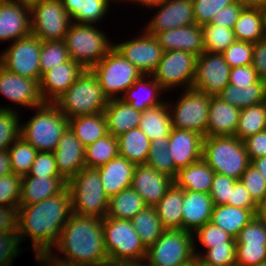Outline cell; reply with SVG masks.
I'll list each match as a JSON object with an SVG mask.
<instances>
[{
	"mask_svg": "<svg viewBox=\"0 0 266 266\" xmlns=\"http://www.w3.org/2000/svg\"><path fill=\"white\" fill-rule=\"evenodd\" d=\"M239 115V108L222 101L219 97H211L205 136H234Z\"/></svg>",
	"mask_w": 266,
	"mask_h": 266,
	"instance_id": "obj_25",
	"label": "cell"
},
{
	"mask_svg": "<svg viewBox=\"0 0 266 266\" xmlns=\"http://www.w3.org/2000/svg\"><path fill=\"white\" fill-rule=\"evenodd\" d=\"M69 59L70 56L63 40L42 41L40 53V79L45 72Z\"/></svg>",
	"mask_w": 266,
	"mask_h": 266,
	"instance_id": "obj_49",
	"label": "cell"
},
{
	"mask_svg": "<svg viewBox=\"0 0 266 266\" xmlns=\"http://www.w3.org/2000/svg\"><path fill=\"white\" fill-rule=\"evenodd\" d=\"M40 266H48V264L42 258H34Z\"/></svg>",
	"mask_w": 266,
	"mask_h": 266,
	"instance_id": "obj_76",
	"label": "cell"
},
{
	"mask_svg": "<svg viewBox=\"0 0 266 266\" xmlns=\"http://www.w3.org/2000/svg\"><path fill=\"white\" fill-rule=\"evenodd\" d=\"M192 266H213V265L207 264L203 260H201L199 257L195 256L192 261Z\"/></svg>",
	"mask_w": 266,
	"mask_h": 266,
	"instance_id": "obj_73",
	"label": "cell"
},
{
	"mask_svg": "<svg viewBox=\"0 0 266 266\" xmlns=\"http://www.w3.org/2000/svg\"><path fill=\"white\" fill-rule=\"evenodd\" d=\"M253 49L254 43L235 40L222 55L231 68L252 65Z\"/></svg>",
	"mask_w": 266,
	"mask_h": 266,
	"instance_id": "obj_52",
	"label": "cell"
},
{
	"mask_svg": "<svg viewBox=\"0 0 266 266\" xmlns=\"http://www.w3.org/2000/svg\"><path fill=\"white\" fill-rule=\"evenodd\" d=\"M263 130H266V102L240 110L235 137L243 141Z\"/></svg>",
	"mask_w": 266,
	"mask_h": 266,
	"instance_id": "obj_43",
	"label": "cell"
},
{
	"mask_svg": "<svg viewBox=\"0 0 266 266\" xmlns=\"http://www.w3.org/2000/svg\"><path fill=\"white\" fill-rule=\"evenodd\" d=\"M11 173H12V167L10 163L8 149L0 150V177Z\"/></svg>",
	"mask_w": 266,
	"mask_h": 266,
	"instance_id": "obj_66",
	"label": "cell"
},
{
	"mask_svg": "<svg viewBox=\"0 0 266 266\" xmlns=\"http://www.w3.org/2000/svg\"><path fill=\"white\" fill-rule=\"evenodd\" d=\"M116 0H61L72 22L78 24H95L104 20L109 7Z\"/></svg>",
	"mask_w": 266,
	"mask_h": 266,
	"instance_id": "obj_33",
	"label": "cell"
},
{
	"mask_svg": "<svg viewBox=\"0 0 266 266\" xmlns=\"http://www.w3.org/2000/svg\"><path fill=\"white\" fill-rule=\"evenodd\" d=\"M35 114L22 124L20 136L37 151L54 152L68 119L54 103H43L34 107Z\"/></svg>",
	"mask_w": 266,
	"mask_h": 266,
	"instance_id": "obj_3",
	"label": "cell"
},
{
	"mask_svg": "<svg viewBox=\"0 0 266 266\" xmlns=\"http://www.w3.org/2000/svg\"><path fill=\"white\" fill-rule=\"evenodd\" d=\"M251 164L258 170V172L265 178L266 180V156L256 158L251 160Z\"/></svg>",
	"mask_w": 266,
	"mask_h": 266,
	"instance_id": "obj_68",
	"label": "cell"
},
{
	"mask_svg": "<svg viewBox=\"0 0 266 266\" xmlns=\"http://www.w3.org/2000/svg\"><path fill=\"white\" fill-rule=\"evenodd\" d=\"M72 214L68 187L60 194L32 205H19L17 233L21 242L31 239L35 258L46 256L59 242L60 233Z\"/></svg>",
	"mask_w": 266,
	"mask_h": 266,
	"instance_id": "obj_1",
	"label": "cell"
},
{
	"mask_svg": "<svg viewBox=\"0 0 266 266\" xmlns=\"http://www.w3.org/2000/svg\"><path fill=\"white\" fill-rule=\"evenodd\" d=\"M108 101L97 77L90 69H85L54 104L67 119H70L104 112Z\"/></svg>",
	"mask_w": 266,
	"mask_h": 266,
	"instance_id": "obj_4",
	"label": "cell"
},
{
	"mask_svg": "<svg viewBox=\"0 0 266 266\" xmlns=\"http://www.w3.org/2000/svg\"><path fill=\"white\" fill-rule=\"evenodd\" d=\"M194 242V254L205 263L213 266H236V242H225V245H214L199 253Z\"/></svg>",
	"mask_w": 266,
	"mask_h": 266,
	"instance_id": "obj_48",
	"label": "cell"
},
{
	"mask_svg": "<svg viewBox=\"0 0 266 266\" xmlns=\"http://www.w3.org/2000/svg\"><path fill=\"white\" fill-rule=\"evenodd\" d=\"M156 10L144 31L150 35L195 23L192 0H158L142 6V9Z\"/></svg>",
	"mask_w": 266,
	"mask_h": 266,
	"instance_id": "obj_15",
	"label": "cell"
},
{
	"mask_svg": "<svg viewBox=\"0 0 266 266\" xmlns=\"http://www.w3.org/2000/svg\"><path fill=\"white\" fill-rule=\"evenodd\" d=\"M214 175L215 172L201 158L193 164L179 169L173 182L183 190L209 194Z\"/></svg>",
	"mask_w": 266,
	"mask_h": 266,
	"instance_id": "obj_32",
	"label": "cell"
},
{
	"mask_svg": "<svg viewBox=\"0 0 266 266\" xmlns=\"http://www.w3.org/2000/svg\"><path fill=\"white\" fill-rule=\"evenodd\" d=\"M72 213L81 216H107L109 198L105 195L97 169L83 168L67 182Z\"/></svg>",
	"mask_w": 266,
	"mask_h": 266,
	"instance_id": "obj_7",
	"label": "cell"
},
{
	"mask_svg": "<svg viewBox=\"0 0 266 266\" xmlns=\"http://www.w3.org/2000/svg\"><path fill=\"white\" fill-rule=\"evenodd\" d=\"M260 13L262 16L263 31L266 38V4L260 8Z\"/></svg>",
	"mask_w": 266,
	"mask_h": 266,
	"instance_id": "obj_71",
	"label": "cell"
},
{
	"mask_svg": "<svg viewBox=\"0 0 266 266\" xmlns=\"http://www.w3.org/2000/svg\"><path fill=\"white\" fill-rule=\"evenodd\" d=\"M260 80L252 65L233 67L230 71L229 84L244 88Z\"/></svg>",
	"mask_w": 266,
	"mask_h": 266,
	"instance_id": "obj_61",
	"label": "cell"
},
{
	"mask_svg": "<svg viewBox=\"0 0 266 266\" xmlns=\"http://www.w3.org/2000/svg\"><path fill=\"white\" fill-rule=\"evenodd\" d=\"M30 34V6L18 0L0 3V42H14Z\"/></svg>",
	"mask_w": 266,
	"mask_h": 266,
	"instance_id": "obj_21",
	"label": "cell"
},
{
	"mask_svg": "<svg viewBox=\"0 0 266 266\" xmlns=\"http://www.w3.org/2000/svg\"><path fill=\"white\" fill-rule=\"evenodd\" d=\"M213 201L209 194L184 190L182 230L194 233L211 221Z\"/></svg>",
	"mask_w": 266,
	"mask_h": 266,
	"instance_id": "obj_26",
	"label": "cell"
},
{
	"mask_svg": "<svg viewBox=\"0 0 266 266\" xmlns=\"http://www.w3.org/2000/svg\"><path fill=\"white\" fill-rule=\"evenodd\" d=\"M163 52L182 50L199 56L204 50L203 29L201 25L193 24L172 28L155 35Z\"/></svg>",
	"mask_w": 266,
	"mask_h": 266,
	"instance_id": "obj_24",
	"label": "cell"
},
{
	"mask_svg": "<svg viewBox=\"0 0 266 266\" xmlns=\"http://www.w3.org/2000/svg\"><path fill=\"white\" fill-rule=\"evenodd\" d=\"M141 110L135 109L122 99H111L104 110L109 134L118 137L139 126Z\"/></svg>",
	"mask_w": 266,
	"mask_h": 266,
	"instance_id": "obj_30",
	"label": "cell"
},
{
	"mask_svg": "<svg viewBox=\"0 0 266 266\" xmlns=\"http://www.w3.org/2000/svg\"><path fill=\"white\" fill-rule=\"evenodd\" d=\"M236 244H266V223L256 215L249 224L240 230Z\"/></svg>",
	"mask_w": 266,
	"mask_h": 266,
	"instance_id": "obj_55",
	"label": "cell"
},
{
	"mask_svg": "<svg viewBox=\"0 0 266 266\" xmlns=\"http://www.w3.org/2000/svg\"><path fill=\"white\" fill-rule=\"evenodd\" d=\"M204 50L222 54L236 39L233 29L215 24L202 25Z\"/></svg>",
	"mask_w": 266,
	"mask_h": 266,
	"instance_id": "obj_47",
	"label": "cell"
},
{
	"mask_svg": "<svg viewBox=\"0 0 266 266\" xmlns=\"http://www.w3.org/2000/svg\"><path fill=\"white\" fill-rule=\"evenodd\" d=\"M169 137L151 140L149 155L146 161L148 166L156 171L175 178V162L168 151Z\"/></svg>",
	"mask_w": 266,
	"mask_h": 266,
	"instance_id": "obj_45",
	"label": "cell"
},
{
	"mask_svg": "<svg viewBox=\"0 0 266 266\" xmlns=\"http://www.w3.org/2000/svg\"><path fill=\"white\" fill-rule=\"evenodd\" d=\"M116 1H117V3H118V2H121L122 4H123V2H124V3L128 2V0H116Z\"/></svg>",
	"mask_w": 266,
	"mask_h": 266,
	"instance_id": "obj_78",
	"label": "cell"
},
{
	"mask_svg": "<svg viewBox=\"0 0 266 266\" xmlns=\"http://www.w3.org/2000/svg\"><path fill=\"white\" fill-rule=\"evenodd\" d=\"M236 181L234 178L215 173L209 193L214 205H224L231 200Z\"/></svg>",
	"mask_w": 266,
	"mask_h": 266,
	"instance_id": "obj_59",
	"label": "cell"
},
{
	"mask_svg": "<svg viewBox=\"0 0 266 266\" xmlns=\"http://www.w3.org/2000/svg\"><path fill=\"white\" fill-rule=\"evenodd\" d=\"M131 222L140 237L141 243L146 249H148L165 230L154 207L146 206L131 219Z\"/></svg>",
	"mask_w": 266,
	"mask_h": 266,
	"instance_id": "obj_41",
	"label": "cell"
},
{
	"mask_svg": "<svg viewBox=\"0 0 266 266\" xmlns=\"http://www.w3.org/2000/svg\"><path fill=\"white\" fill-rule=\"evenodd\" d=\"M48 266H75V265H69L62 262H46Z\"/></svg>",
	"mask_w": 266,
	"mask_h": 266,
	"instance_id": "obj_74",
	"label": "cell"
},
{
	"mask_svg": "<svg viewBox=\"0 0 266 266\" xmlns=\"http://www.w3.org/2000/svg\"><path fill=\"white\" fill-rule=\"evenodd\" d=\"M41 45L33 34L15 40L0 52V64L14 74L40 82Z\"/></svg>",
	"mask_w": 266,
	"mask_h": 266,
	"instance_id": "obj_14",
	"label": "cell"
},
{
	"mask_svg": "<svg viewBox=\"0 0 266 266\" xmlns=\"http://www.w3.org/2000/svg\"><path fill=\"white\" fill-rule=\"evenodd\" d=\"M243 143L250 161L266 156V130L247 137Z\"/></svg>",
	"mask_w": 266,
	"mask_h": 266,
	"instance_id": "obj_63",
	"label": "cell"
},
{
	"mask_svg": "<svg viewBox=\"0 0 266 266\" xmlns=\"http://www.w3.org/2000/svg\"><path fill=\"white\" fill-rule=\"evenodd\" d=\"M94 24L72 22L64 37L65 46L72 60L84 69H91L113 47V41Z\"/></svg>",
	"mask_w": 266,
	"mask_h": 266,
	"instance_id": "obj_6",
	"label": "cell"
},
{
	"mask_svg": "<svg viewBox=\"0 0 266 266\" xmlns=\"http://www.w3.org/2000/svg\"><path fill=\"white\" fill-rule=\"evenodd\" d=\"M217 97L240 110L258 105L266 102V82L260 79L244 88L228 84Z\"/></svg>",
	"mask_w": 266,
	"mask_h": 266,
	"instance_id": "obj_37",
	"label": "cell"
},
{
	"mask_svg": "<svg viewBox=\"0 0 266 266\" xmlns=\"http://www.w3.org/2000/svg\"><path fill=\"white\" fill-rule=\"evenodd\" d=\"M235 39L257 43L265 38L260 8L244 7L233 27Z\"/></svg>",
	"mask_w": 266,
	"mask_h": 266,
	"instance_id": "obj_39",
	"label": "cell"
},
{
	"mask_svg": "<svg viewBox=\"0 0 266 266\" xmlns=\"http://www.w3.org/2000/svg\"><path fill=\"white\" fill-rule=\"evenodd\" d=\"M227 205L245 209H259V206L253 201L250 193L240 180L236 181L232 190L231 200H228Z\"/></svg>",
	"mask_w": 266,
	"mask_h": 266,
	"instance_id": "obj_62",
	"label": "cell"
},
{
	"mask_svg": "<svg viewBox=\"0 0 266 266\" xmlns=\"http://www.w3.org/2000/svg\"><path fill=\"white\" fill-rule=\"evenodd\" d=\"M196 61V55L182 50L163 52L152 76L166 92L178 87L190 89L195 79Z\"/></svg>",
	"mask_w": 266,
	"mask_h": 266,
	"instance_id": "obj_13",
	"label": "cell"
},
{
	"mask_svg": "<svg viewBox=\"0 0 266 266\" xmlns=\"http://www.w3.org/2000/svg\"><path fill=\"white\" fill-rule=\"evenodd\" d=\"M193 233L182 229H165L147 249L146 266H184L192 263Z\"/></svg>",
	"mask_w": 266,
	"mask_h": 266,
	"instance_id": "obj_9",
	"label": "cell"
},
{
	"mask_svg": "<svg viewBox=\"0 0 266 266\" xmlns=\"http://www.w3.org/2000/svg\"><path fill=\"white\" fill-rule=\"evenodd\" d=\"M145 207L144 200L130 187L120 191L109 199L107 217L131 220Z\"/></svg>",
	"mask_w": 266,
	"mask_h": 266,
	"instance_id": "obj_40",
	"label": "cell"
},
{
	"mask_svg": "<svg viewBox=\"0 0 266 266\" xmlns=\"http://www.w3.org/2000/svg\"><path fill=\"white\" fill-rule=\"evenodd\" d=\"M60 255L50 251L41 257L45 262H62L75 266H101L108 259L104 244L102 219L72 213L54 246Z\"/></svg>",
	"mask_w": 266,
	"mask_h": 266,
	"instance_id": "obj_2",
	"label": "cell"
},
{
	"mask_svg": "<svg viewBox=\"0 0 266 266\" xmlns=\"http://www.w3.org/2000/svg\"><path fill=\"white\" fill-rule=\"evenodd\" d=\"M18 1H20L21 3L27 4V5L30 6L31 4L36 3V2H39L41 0H18Z\"/></svg>",
	"mask_w": 266,
	"mask_h": 266,
	"instance_id": "obj_75",
	"label": "cell"
},
{
	"mask_svg": "<svg viewBox=\"0 0 266 266\" xmlns=\"http://www.w3.org/2000/svg\"><path fill=\"white\" fill-rule=\"evenodd\" d=\"M59 175L68 182L85 168V147L68 126L54 150Z\"/></svg>",
	"mask_w": 266,
	"mask_h": 266,
	"instance_id": "obj_22",
	"label": "cell"
},
{
	"mask_svg": "<svg viewBox=\"0 0 266 266\" xmlns=\"http://www.w3.org/2000/svg\"><path fill=\"white\" fill-rule=\"evenodd\" d=\"M21 179L13 173L0 177V206H19Z\"/></svg>",
	"mask_w": 266,
	"mask_h": 266,
	"instance_id": "obj_53",
	"label": "cell"
},
{
	"mask_svg": "<svg viewBox=\"0 0 266 266\" xmlns=\"http://www.w3.org/2000/svg\"><path fill=\"white\" fill-rule=\"evenodd\" d=\"M0 93L13 104L22 107L41 106L39 82L8 71L0 64Z\"/></svg>",
	"mask_w": 266,
	"mask_h": 266,
	"instance_id": "obj_18",
	"label": "cell"
},
{
	"mask_svg": "<svg viewBox=\"0 0 266 266\" xmlns=\"http://www.w3.org/2000/svg\"><path fill=\"white\" fill-rule=\"evenodd\" d=\"M184 266H192V263H190V264H186V265H184Z\"/></svg>",
	"mask_w": 266,
	"mask_h": 266,
	"instance_id": "obj_80",
	"label": "cell"
},
{
	"mask_svg": "<svg viewBox=\"0 0 266 266\" xmlns=\"http://www.w3.org/2000/svg\"><path fill=\"white\" fill-rule=\"evenodd\" d=\"M256 266H266V260L262 261L261 263L257 264Z\"/></svg>",
	"mask_w": 266,
	"mask_h": 266,
	"instance_id": "obj_77",
	"label": "cell"
},
{
	"mask_svg": "<svg viewBox=\"0 0 266 266\" xmlns=\"http://www.w3.org/2000/svg\"><path fill=\"white\" fill-rule=\"evenodd\" d=\"M243 8L244 6L236 1L216 12L209 23L233 29Z\"/></svg>",
	"mask_w": 266,
	"mask_h": 266,
	"instance_id": "obj_60",
	"label": "cell"
},
{
	"mask_svg": "<svg viewBox=\"0 0 266 266\" xmlns=\"http://www.w3.org/2000/svg\"><path fill=\"white\" fill-rule=\"evenodd\" d=\"M239 180L258 206L266 200V180L252 164L246 168Z\"/></svg>",
	"mask_w": 266,
	"mask_h": 266,
	"instance_id": "obj_51",
	"label": "cell"
},
{
	"mask_svg": "<svg viewBox=\"0 0 266 266\" xmlns=\"http://www.w3.org/2000/svg\"><path fill=\"white\" fill-rule=\"evenodd\" d=\"M168 151L175 162V177L185 168L202 158L203 136L195 131L172 128Z\"/></svg>",
	"mask_w": 266,
	"mask_h": 266,
	"instance_id": "obj_23",
	"label": "cell"
},
{
	"mask_svg": "<svg viewBox=\"0 0 266 266\" xmlns=\"http://www.w3.org/2000/svg\"><path fill=\"white\" fill-rule=\"evenodd\" d=\"M135 167V164L118 155L97 168L104 193L109 199L131 187Z\"/></svg>",
	"mask_w": 266,
	"mask_h": 266,
	"instance_id": "obj_27",
	"label": "cell"
},
{
	"mask_svg": "<svg viewBox=\"0 0 266 266\" xmlns=\"http://www.w3.org/2000/svg\"><path fill=\"white\" fill-rule=\"evenodd\" d=\"M258 216L266 223V200L259 206Z\"/></svg>",
	"mask_w": 266,
	"mask_h": 266,
	"instance_id": "obj_70",
	"label": "cell"
},
{
	"mask_svg": "<svg viewBox=\"0 0 266 266\" xmlns=\"http://www.w3.org/2000/svg\"><path fill=\"white\" fill-rule=\"evenodd\" d=\"M90 70L97 77L108 100L120 99L143 75L114 46Z\"/></svg>",
	"mask_w": 266,
	"mask_h": 266,
	"instance_id": "obj_8",
	"label": "cell"
},
{
	"mask_svg": "<svg viewBox=\"0 0 266 266\" xmlns=\"http://www.w3.org/2000/svg\"><path fill=\"white\" fill-rule=\"evenodd\" d=\"M8 1H11V0H0V3H4V2H8Z\"/></svg>",
	"mask_w": 266,
	"mask_h": 266,
	"instance_id": "obj_79",
	"label": "cell"
},
{
	"mask_svg": "<svg viewBox=\"0 0 266 266\" xmlns=\"http://www.w3.org/2000/svg\"><path fill=\"white\" fill-rule=\"evenodd\" d=\"M164 92L165 90L152 75H142L120 99L135 109L143 111L162 104L165 100L161 94L164 95Z\"/></svg>",
	"mask_w": 266,
	"mask_h": 266,
	"instance_id": "obj_29",
	"label": "cell"
},
{
	"mask_svg": "<svg viewBox=\"0 0 266 266\" xmlns=\"http://www.w3.org/2000/svg\"><path fill=\"white\" fill-rule=\"evenodd\" d=\"M258 212L259 209H245L227 204L214 205L210 222L236 239L240 230L249 224Z\"/></svg>",
	"mask_w": 266,
	"mask_h": 266,
	"instance_id": "obj_31",
	"label": "cell"
},
{
	"mask_svg": "<svg viewBox=\"0 0 266 266\" xmlns=\"http://www.w3.org/2000/svg\"><path fill=\"white\" fill-rule=\"evenodd\" d=\"M106 254L112 260H145L147 249L131 220L105 217L102 219Z\"/></svg>",
	"mask_w": 266,
	"mask_h": 266,
	"instance_id": "obj_10",
	"label": "cell"
},
{
	"mask_svg": "<svg viewBox=\"0 0 266 266\" xmlns=\"http://www.w3.org/2000/svg\"><path fill=\"white\" fill-rule=\"evenodd\" d=\"M193 239L194 242L197 239V242L206 250L214 245H225V242H236V239L212 222H207L197 229L193 233Z\"/></svg>",
	"mask_w": 266,
	"mask_h": 266,
	"instance_id": "obj_50",
	"label": "cell"
},
{
	"mask_svg": "<svg viewBox=\"0 0 266 266\" xmlns=\"http://www.w3.org/2000/svg\"><path fill=\"white\" fill-rule=\"evenodd\" d=\"M266 260V244H236V266H256Z\"/></svg>",
	"mask_w": 266,
	"mask_h": 266,
	"instance_id": "obj_58",
	"label": "cell"
},
{
	"mask_svg": "<svg viewBox=\"0 0 266 266\" xmlns=\"http://www.w3.org/2000/svg\"><path fill=\"white\" fill-rule=\"evenodd\" d=\"M67 187L62 177L24 176L21 179L19 205H32L60 194Z\"/></svg>",
	"mask_w": 266,
	"mask_h": 266,
	"instance_id": "obj_28",
	"label": "cell"
},
{
	"mask_svg": "<svg viewBox=\"0 0 266 266\" xmlns=\"http://www.w3.org/2000/svg\"><path fill=\"white\" fill-rule=\"evenodd\" d=\"M31 34L41 41H62L72 23L61 0H41L30 5Z\"/></svg>",
	"mask_w": 266,
	"mask_h": 266,
	"instance_id": "obj_12",
	"label": "cell"
},
{
	"mask_svg": "<svg viewBox=\"0 0 266 266\" xmlns=\"http://www.w3.org/2000/svg\"><path fill=\"white\" fill-rule=\"evenodd\" d=\"M11 107L0 108V150H7L20 137L19 107Z\"/></svg>",
	"mask_w": 266,
	"mask_h": 266,
	"instance_id": "obj_46",
	"label": "cell"
},
{
	"mask_svg": "<svg viewBox=\"0 0 266 266\" xmlns=\"http://www.w3.org/2000/svg\"><path fill=\"white\" fill-rule=\"evenodd\" d=\"M27 176L61 177L53 152L38 151Z\"/></svg>",
	"mask_w": 266,
	"mask_h": 266,
	"instance_id": "obj_57",
	"label": "cell"
},
{
	"mask_svg": "<svg viewBox=\"0 0 266 266\" xmlns=\"http://www.w3.org/2000/svg\"><path fill=\"white\" fill-rule=\"evenodd\" d=\"M252 66L259 78L266 82V38L254 43Z\"/></svg>",
	"mask_w": 266,
	"mask_h": 266,
	"instance_id": "obj_65",
	"label": "cell"
},
{
	"mask_svg": "<svg viewBox=\"0 0 266 266\" xmlns=\"http://www.w3.org/2000/svg\"><path fill=\"white\" fill-rule=\"evenodd\" d=\"M239 4L244 7H257L261 8L266 4V0H236Z\"/></svg>",
	"mask_w": 266,
	"mask_h": 266,
	"instance_id": "obj_69",
	"label": "cell"
},
{
	"mask_svg": "<svg viewBox=\"0 0 266 266\" xmlns=\"http://www.w3.org/2000/svg\"><path fill=\"white\" fill-rule=\"evenodd\" d=\"M68 126L84 147L108 134L104 112L70 118Z\"/></svg>",
	"mask_w": 266,
	"mask_h": 266,
	"instance_id": "obj_35",
	"label": "cell"
},
{
	"mask_svg": "<svg viewBox=\"0 0 266 266\" xmlns=\"http://www.w3.org/2000/svg\"><path fill=\"white\" fill-rule=\"evenodd\" d=\"M182 91L175 103L167 101L172 127L195 131L205 137L211 97L193 88Z\"/></svg>",
	"mask_w": 266,
	"mask_h": 266,
	"instance_id": "obj_11",
	"label": "cell"
},
{
	"mask_svg": "<svg viewBox=\"0 0 266 266\" xmlns=\"http://www.w3.org/2000/svg\"><path fill=\"white\" fill-rule=\"evenodd\" d=\"M117 138L120 156L135 165L146 164L151 141L139 127L124 132Z\"/></svg>",
	"mask_w": 266,
	"mask_h": 266,
	"instance_id": "obj_38",
	"label": "cell"
},
{
	"mask_svg": "<svg viewBox=\"0 0 266 266\" xmlns=\"http://www.w3.org/2000/svg\"><path fill=\"white\" fill-rule=\"evenodd\" d=\"M234 2L236 0H192L195 23L201 26L209 23L216 12Z\"/></svg>",
	"mask_w": 266,
	"mask_h": 266,
	"instance_id": "obj_54",
	"label": "cell"
},
{
	"mask_svg": "<svg viewBox=\"0 0 266 266\" xmlns=\"http://www.w3.org/2000/svg\"><path fill=\"white\" fill-rule=\"evenodd\" d=\"M101 266H146L145 260H112L107 259Z\"/></svg>",
	"mask_w": 266,
	"mask_h": 266,
	"instance_id": "obj_67",
	"label": "cell"
},
{
	"mask_svg": "<svg viewBox=\"0 0 266 266\" xmlns=\"http://www.w3.org/2000/svg\"><path fill=\"white\" fill-rule=\"evenodd\" d=\"M118 155V138L108 133L85 147V168L97 169Z\"/></svg>",
	"mask_w": 266,
	"mask_h": 266,
	"instance_id": "obj_42",
	"label": "cell"
},
{
	"mask_svg": "<svg viewBox=\"0 0 266 266\" xmlns=\"http://www.w3.org/2000/svg\"><path fill=\"white\" fill-rule=\"evenodd\" d=\"M19 206H0V233L17 232Z\"/></svg>",
	"mask_w": 266,
	"mask_h": 266,
	"instance_id": "obj_64",
	"label": "cell"
},
{
	"mask_svg": "<svg viewBox=\"0 0 266 266\" xmlns=\"http://www.w3.org/2000/svg\"><path fill=\"white\" fill-rule=\"evenodd\" d=\"M85 69L71 58L45 72L39 82L44 103H54L77 80Z\"/></svg>",
	"mask_w": 266,
	"mask_h": 266,
	"instance_id": "obj_19",
	"label": "cell"
},
{
	"mask_svg": "<svg viewBox=\"0 0 266 266\" xmlns=\"http://www.w3.org/2000/svg\"><path fill=\"white\" fill-rule=\"evenodd\" d=\"M231 67L220 53L204 51L197 56L193 89L217 97L229 84Z\"/></svg>",
	"mask_w": 266,
	"mask_h": 266,
	"instance_id": "obj_16",
	"label": "cell"
},
{
	"mask_svg": "<svg viewBox=\"0 0 266 266\" xmlns=\"http://www.w3.org/2000/svg\"><path fill=\"white\" fill-rule=\"evenodd\" d=\"M12 173L27 176L38 151L21 136L8 148Z\"/></svg>",
	"mask_w": 266,
	"mask_h": 266,
	"instance_id": "obj_44",
	"label": "cell"
},
{
	"mask_svg": "<svg viewBox=\"0 0 266 266\" xmlns=\"http://www.w3.org/2000/svg\"><path fill=\"white\" fill-rule=\"evenodd\" d=\"M173 183L170 176L142 164L135 167L131 188L141 196L146 206L154 207Z\"/></svg>",
	"mask_w": 266,
	"mask_h": 266,
	"instance_id": "obj_20",
	"label": "cell"
},
{
	"mask_svg": "<svg viewBox=\"0 0 266 266\" xmlns=\"http://www.w3.org/2000/svg\"><path fill=\"white\" fill-rule=\"evenodd\" d=\"M155 1H158V0H128L129 3L130 2L131 3L133 2V5L136 4L140 8L142 6H144V5H147V4L152 3V2H155Z\"/></svg>",
	"mask_w": 266,
	"mask_h": 266,
	"instance_id": "obj_72",
	"label": "cell"
},
{
	"mask_svg": "<svg viewBox=\"0 0 266 266\" xmlns=\"http://www.w3.org/2000/svg\"><path fill=\"white\" fill-rule=\"evenodd\" d=\"M183 201L184 190L173 183L166 191V194L154 206L165 229H182Z\"/></svg>",
	"mask_w": 266,
	"mask_h": 266,
	"instance_id": "obj_36",
	"label": "cell"
},
{
	"mask_svg": "<svg viewBox=\"0 0 266 266\" xmlns=\"http://www.w3.org/2000/svg\"><path fill=\"white\" fill-rule=\"evenodd\" d=\"M113 46L143 75H152L163 55L162 47L156 37L144 30L135 38Z\"/></svg>",
	"mask_w": 266,
	"mask_h": 266,
	"instance_id": "obj_17",
	"label": "cell"
},
{
	"mask_svg": "<svg viewBox=\"0 0 266 266\" xmlns=\"http://www.w3.org/2000/svg\"><path fill=\"white\" fill-rule=\"evenodd\" d=\"M148 139L169 137L172 130L171 112L167 101L141 112L139 126Z\"/></svg>",
	"mask_w": 266,
	"mask_h": 266,
	"instance_id": "obj_34",
	"label": "cell"
},
{
	"mask_svg": "<svg viewBox=\"0 0 266 266\" xmlns=\"http://www.w3.org/2000/svg\"><path fill=\"white\" fill-rule=\"evenodd\" d=\"M21 243L17 232L0 233V266H12L15 257L22 252Z\"/></svg>",
	"mask_w": 266,
	"mask_h": 266,
	"instance_id": "obj_56",
	"label": "cell"
},
{
	"mask_svg": "<svg viewBox=\"0 0 266 266\" xmlns=\"http://www.w3.org/2000/svg\"><path fill=\"white\" fill-rule=\"evenodd\" d=\"M202 158L215 173L235 180L251 164L243 141L235 136L203 137Z\"/></svg>",
	"mask_w": 266,
	"mask_h": 266,
	"instance_id": "obj_5",
	"label": "cell"
}]
</instances>
